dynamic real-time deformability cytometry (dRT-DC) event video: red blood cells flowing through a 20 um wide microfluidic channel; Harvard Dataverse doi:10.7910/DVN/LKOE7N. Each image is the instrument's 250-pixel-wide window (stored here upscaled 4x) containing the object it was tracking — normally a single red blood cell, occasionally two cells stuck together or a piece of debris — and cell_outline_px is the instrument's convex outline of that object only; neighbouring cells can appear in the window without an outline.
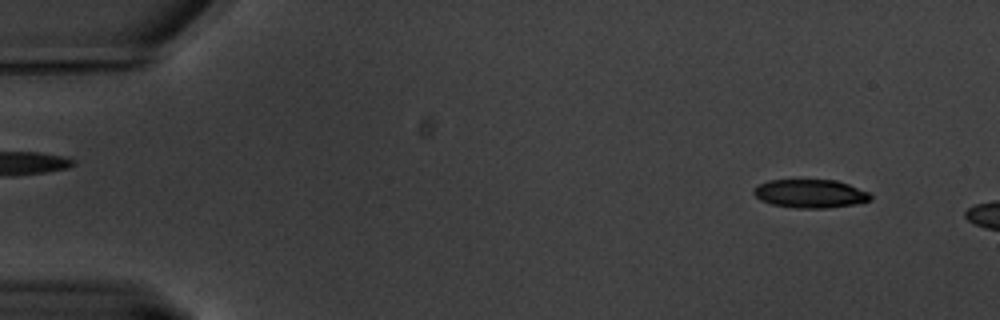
{"species": "common noctule bat (a hibernating species)", "species_latin": "Nyctalus noctula", "temperature_condition": "warm", "stored_images_in_passage": 11, "camera_frame_rate_fps": 3000, "um_per_image_px": 0.085, "animal": {"sex": "male", "body_mass_g": 20.1, "forearm_length_mm": 53.5}, "frame": {"image": 1, "passage_image": 5, "time_ms": 1.333, "image_size_px": [1000, 320], "cell_outline_px": [[872, 200], [856, 204], [828, 208], [796, 208], [772, 204], [760, 200], [752, 192], [752, 188], [756, 184], [768, 180], [836, 180], [848, 184], [868, 192], [872, 196]], "centroid_in_image_um": [68.84, 16.46], "position_along_channel_um": 16.2, "area_um2": 19.54}}